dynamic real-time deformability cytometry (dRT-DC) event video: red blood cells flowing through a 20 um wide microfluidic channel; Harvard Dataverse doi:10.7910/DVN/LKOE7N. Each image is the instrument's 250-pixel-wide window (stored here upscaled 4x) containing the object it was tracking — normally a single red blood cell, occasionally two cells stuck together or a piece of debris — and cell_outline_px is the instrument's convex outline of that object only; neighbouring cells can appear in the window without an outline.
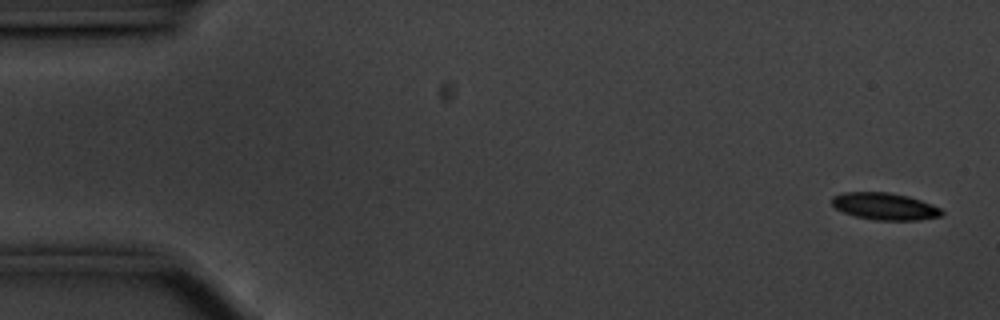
{"species": "common noctule bat (a hibernating species)", "species_latin": "Nyctalus noctula", "temperature_condition": "cold", "stored_images_in_passage": 56, "camera_frame_rate_fps": 3000, "um_per_image_px": 0.085, "animal": {"sex": "male", "body_mass_g": 20.1, "forearm_length_mm": 53.5}, "frame": {"image": 1, "passage_image": 2, "time_ms": 0.333, "image_size_px": [1000, 320], "cell_outline_px": [[944, 212], [940, 216], [916, 220], [876, 220], [856, 216], [844, 212], [836, 208], [832, 204], [832, 196], [844, 192], [888, 192], [908, 196], [932, 204], [940, 208]], "centroid_in_image_um": [75.2, 17.53], "position_along_channel_um": 9.8, "area_um2": 17.17}}
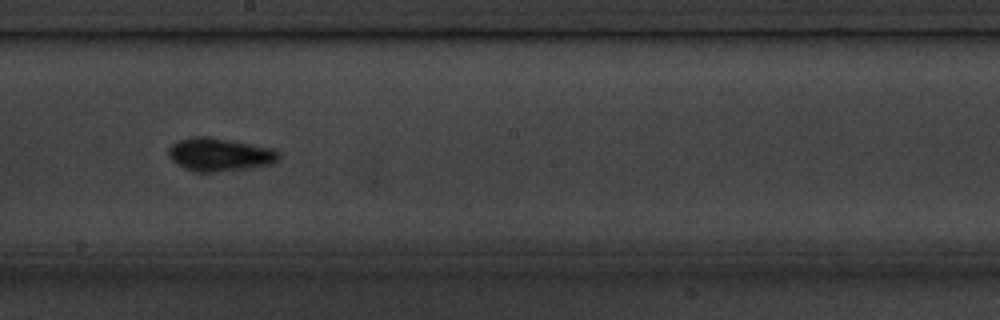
{"frame": {"image": 2, "passage_image": 31, "time_ms": 10.0, "image_size_px": [1000, 320], "cell_outline_px": [[280, 156], [272, 164], [252, 168], [208, 172], [196, 172], [184, 168], [176, 164], [168, 156], [168, 148], [176, 140], [192, 136], [208, 136], [276, 148], [280, 152]], "centroid_in_image_um": [18.67, 13.12], "position_along_channel_um": 229.5, "area_um2": 21.68}}
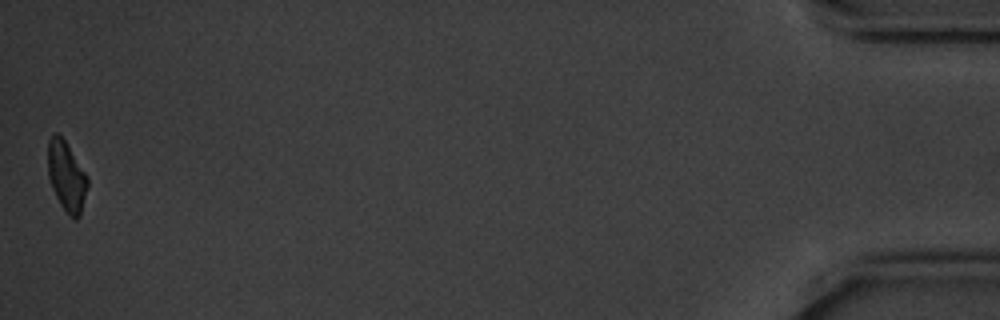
{"frame": {"image": 3, "passage_image": 56, "time_ms": 18.333, "image_size_px": [1000, 320], "cell_outline_px": [[88, 188], [80, 216], [76, 220], [72, 220], [60, 204], [52, 188], [48, 176], [48, 140], [56, 132], [64, 140], [88, 176]], "centroid_in_image_um": [5.67, 15.04], "position_along_channel_um": 429.5, "area_um2": 16.18}, "authors_computed_cell_mechanics": {"area_um2": 17.8602, "velocity_mm_per_s": 3.5381, "shape_relaxation_time_tau1_ms": 2.9415, "shape_relaxation_time_tau2_ms": null, "deformation_change_tau1": 0.0914, "deformation_change_tau2": null}}